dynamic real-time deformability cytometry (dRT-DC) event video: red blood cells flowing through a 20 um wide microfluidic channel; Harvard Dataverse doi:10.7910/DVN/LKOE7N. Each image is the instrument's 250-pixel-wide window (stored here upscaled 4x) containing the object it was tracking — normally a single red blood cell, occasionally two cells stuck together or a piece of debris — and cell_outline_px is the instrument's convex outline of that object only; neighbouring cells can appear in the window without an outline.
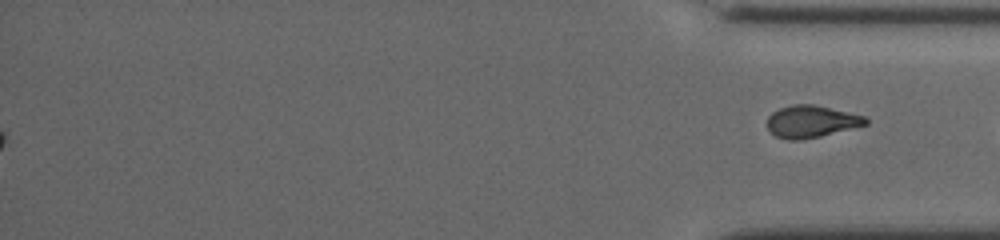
{"species": "common noctule bat (a hibernating species)", "species_latin": "Nyctalus noctula", "temperature_condition": "cold", "stored_images_in_passage": 57, "segment_of_instrument_passage": [2, 2], "camera_frame_rate_fps": 3000, "um_per_image_px": 0.085, "animal": {"sex": "female", "body_mass_g": 19.5, "forearm_length_mm": 54.1}, "frame": {"image": 1, "passage_image": 57, "time_ms": 18.667, "image_size_px": [1000, 240], "cell_outline_px": [[868, 124], [820, 136], [800, 140], [788, 140], [776, 136], [768, 128], [768, 116], [772, 112], [780, 108], [792, 104], [812, 104], [848, 112], [864, 116], [868, 120]], "centroid_in_image_um": [68.94, 10.32], "position_along_channel_um": 366.3, "area_um2": 18.21}}